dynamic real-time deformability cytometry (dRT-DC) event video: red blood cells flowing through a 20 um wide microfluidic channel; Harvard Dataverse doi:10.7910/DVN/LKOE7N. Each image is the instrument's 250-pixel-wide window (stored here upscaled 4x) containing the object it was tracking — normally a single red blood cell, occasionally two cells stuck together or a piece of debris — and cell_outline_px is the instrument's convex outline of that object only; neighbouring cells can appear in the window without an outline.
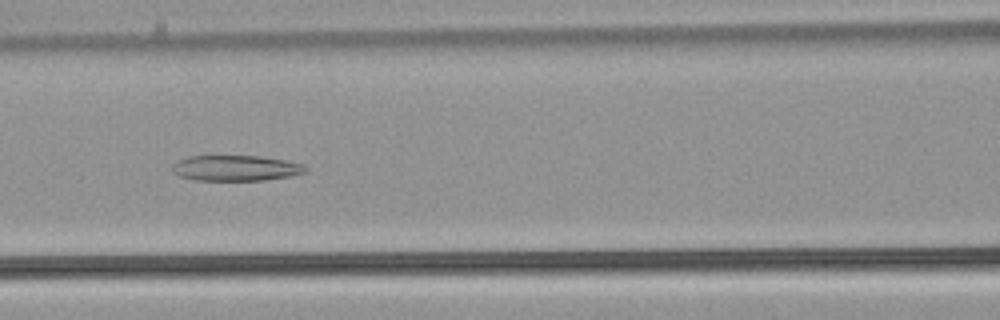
{"species": "common noctule bat (a hibernating species)", "species_latin": "Nyctalus noctula", "temperature_condition": "warm", "stored_images_in_passage": 45, "camera_frame_rate_fps": 3000, "um_per_image_px": 0.085, "animal": {"sex": "male", "body_mass_g": 21.5, "forearm_length_mm": 52.0}, "frame": {"image": 1, "passage_image": 23, "time_ms": 7.333, "image_size_px": [1000, 320], "cell_outline_px": [[308, 172], [292, 176], [264, 180], [196, 180], [180, 176], [172, 172], [172, 164], [188, 156], [260, 156], [284, 160], [304, 164], [308, 168]], "centroid_in_image_um": [20.08, 14.29], "position_along_channel_um": 146.5, "area_um2": 19.94}}
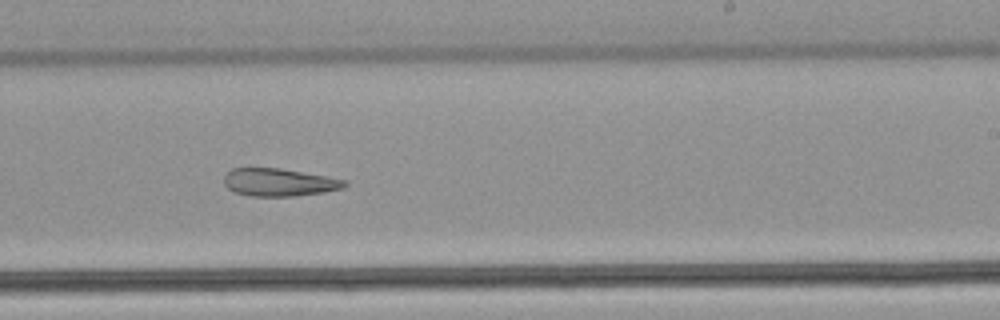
{"frame": {"image": 2, "passage_image": 32, "time_ms": 10.333, "image_size_px": [1000, 320], "cell_outline_px": [[348, 184], [344, 188], [324, 192], [296, 196], [248, 196], [236, 192], [228, 188], [224, 184], [224, 176], [232, 168], [280, 168], [328, 176], [348, 180]], "centroid_in_image_um": [23.77, 15.49], "position_along_channel_um": 265.2, "area_um2": 19.65}}
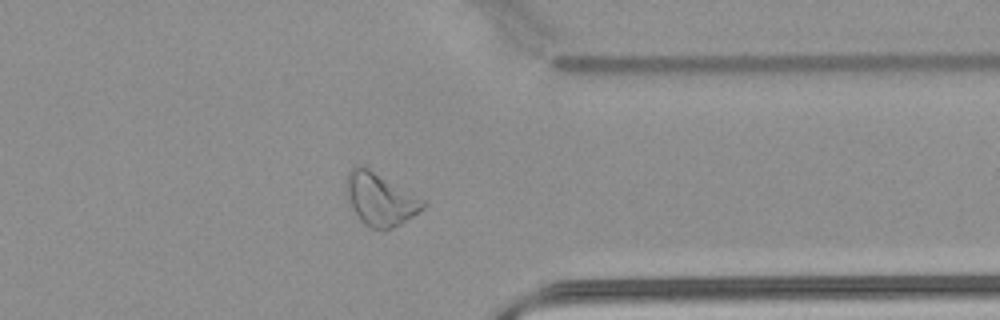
{"frame": {"image": 3, "passage_image": 41, "time_ms": 13.333, "image_size_px": [1000, 320], "cell_outline_px": [[424, 208], [400, 224], [392, 228], [372, 228], [364, 224], [360, 220], [348, 204], [348, 172], [352, 168], [360, 164], [368, 168], [424, 200]], "centroid_in_image_um": [32.3, 16.94], "position_along_channel_um": 379.1, "area_um2": 22.77}}